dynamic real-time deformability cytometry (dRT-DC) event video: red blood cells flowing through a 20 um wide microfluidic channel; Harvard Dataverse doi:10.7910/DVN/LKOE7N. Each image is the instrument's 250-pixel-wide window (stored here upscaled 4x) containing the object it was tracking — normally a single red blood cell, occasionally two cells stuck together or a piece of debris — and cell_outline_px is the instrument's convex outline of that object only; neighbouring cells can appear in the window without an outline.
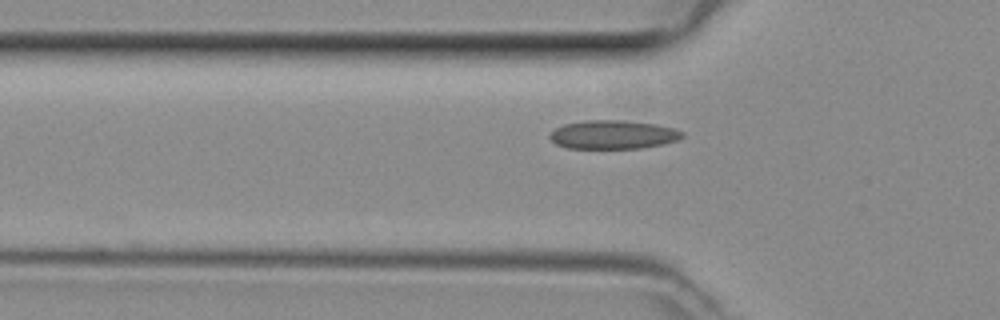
{"species": "common noctule bat (a hibernating species)", "species_latin": "Nyctalus noctula", "temperature_condition": "room temperature", "stored_images_in_passage": 26, "camera_frame_rate_fps": 3000, "um_per_image_px": 0.085, "animal": {"sex": "female", "body_mass_g": 29.2, "forearm_length_mm": 56.3}, "frame": {"image": 1, "passage_image": 4, "time_ms": 1.0, "image_size_px": [1000, 320], "cell_outline_px": [[684, 136], [676, 140], [660, 144], [640, 148], [568, 148], [556, 144], [548, 136], [556, 128], [564, 124], [588, 120], [620, 120], [656, 124], [676, 128], [684, 132]], "centroid_in_image_um": [52.12, 11.44], "position_along_channel_um": 73.7, "area_um2": 21.96}}
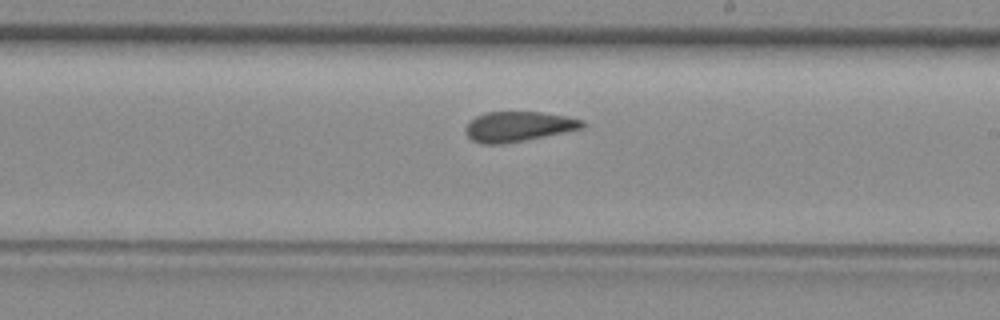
{"frame": {"image": 2, "passage_image": 16, "time_ms": 5.0, "image_size_px": [1000, 320], "cell_outline_px": [[584, 128], [524, 140], [500, 144], [484, 144], [472, 140], [468, 136], [464, 128], [468, 120], [484, 112], [544, 112], [568, 116], [584, 120]], "centroid_in_image_um": [44.04, 10.74], "position_along_channel_um": 245.0, "area_um2": 20.52}}
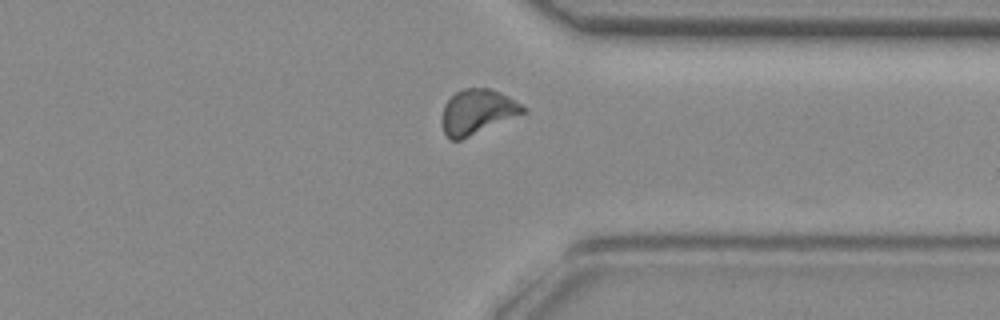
{"frame": {"image": 3, "passage_image": 25, "time_ms": 8.0, "image_size_px": [1000, 320], "cell_outline_px": [[528, 112], [460, 140], [448, 140], [444, 132], [444, 104], [456, 92], [464, 88], [488, 88], [500, 92], [508, 96], [528, 108]], "centroid_in_image_um": [40.63, 9.5], "position_along_channel_um": 370.8, "area_um2": 21.04}}